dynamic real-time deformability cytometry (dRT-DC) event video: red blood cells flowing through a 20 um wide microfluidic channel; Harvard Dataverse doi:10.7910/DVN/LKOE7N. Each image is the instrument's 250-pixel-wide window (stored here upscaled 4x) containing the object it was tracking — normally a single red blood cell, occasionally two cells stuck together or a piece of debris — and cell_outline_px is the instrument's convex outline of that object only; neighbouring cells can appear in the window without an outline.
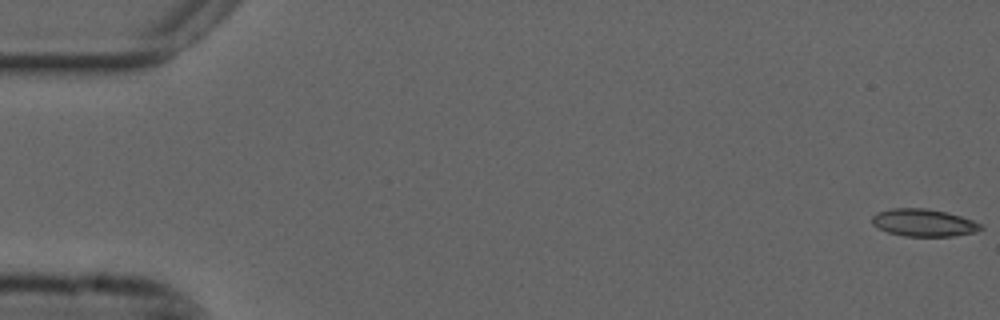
{"species": "common noctule bat (a hibernating species)", "species_latin": "Nyctalus noctula", "temperature_condition": "cold", "stored_images_in_passage": 56, "camera_frame_rate_fps": 3000, "um_per_image_px": 0.085, "animal": {"sex": "male", "forearm_length_mm": 52.5}, "frame": {"image": 1, "passage_image": 1, "time_ms": 0.0, "image_size_px": [1000, 320], "cell_outline_px": [[984, 228], [976, 232], [952, 236], [904, 236], [888, 232], [872, 224], [872, 216], [876, 212], [892, 208], [928, 208], [948, 212], [984, 224]], "centroid_in_image_um": [78.54, 18.92], "position_along_channel_um": 6.5, "area_um2": 17.51}}
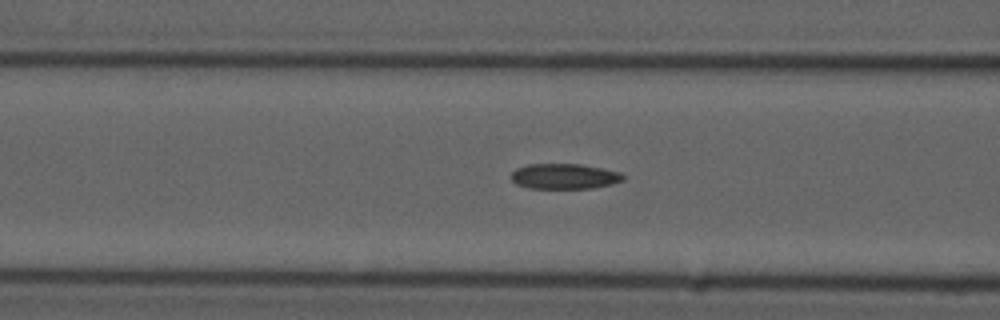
{"frame": {"image": 2, "passage_image": 22, "time_ms": 7.0, "image_size_px": [1000, 320], "cell_outline_px": [[624, 180], [612, 184], [592, 188], [528, 188], [516, 184], [512, 180], [512, 172], [516, 168], [528, 164], [580, 164], [620, 172], [624, 176]], "centroid_in_image_um": [47.96, 14.99], "position_along_channel_um": 118.6, "area_um2": 16.47}}
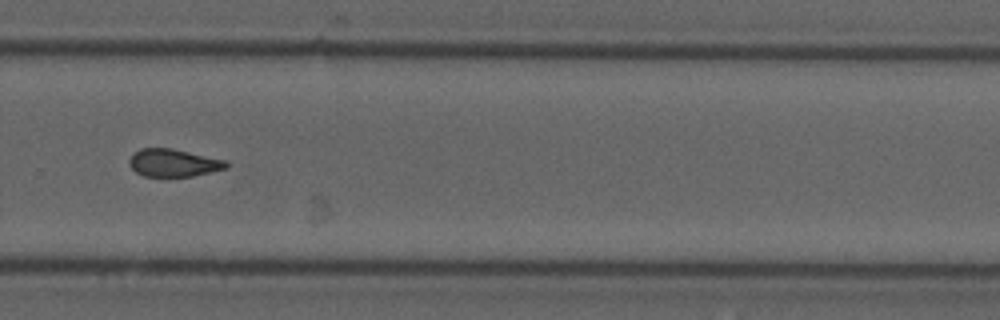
{"frame": {"image": 3, "passage_image": 38, "time_ms": 12.333, "image_size_px": [1000, 320], "cell_outline_px": [[232, 164], [228, 168], [212, 172], [192, 176], [144, 176], [136, 172], [128, 164], [128, 160], [132, 152], [140, 148], [172, 148], [224, 160]], "centroid_in_image_um": [14.73, 13.84], "position_along_channel_um": 315.1, "area_um2": 15.78}, "authors_computed_cell_mechanics": {"area_um2": 16.5308, "velocity_mm_per_s": 3.6874, "shape_relaxation_time_tau1_ms": null, "shape_relaxation_time_tau2_ms": 4.0447, "deformation_change_tau1": null, "deformation_change_tau2": 0.1144}}